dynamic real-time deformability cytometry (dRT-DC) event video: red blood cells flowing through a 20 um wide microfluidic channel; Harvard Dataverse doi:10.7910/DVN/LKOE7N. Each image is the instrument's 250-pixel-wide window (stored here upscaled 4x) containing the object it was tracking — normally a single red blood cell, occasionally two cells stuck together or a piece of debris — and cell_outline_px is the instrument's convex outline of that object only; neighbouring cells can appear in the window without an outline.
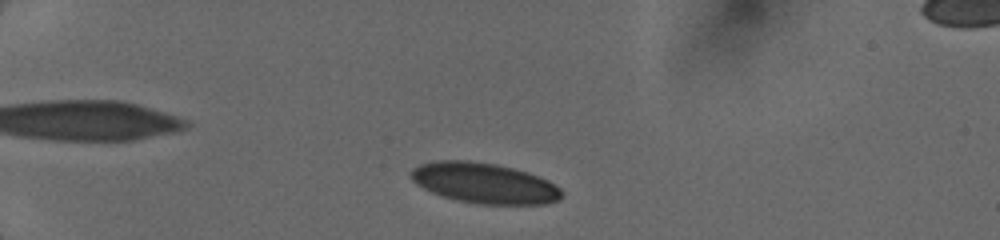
{"species": "human", "species_latin": "Homo sapiens", "temperature_condition": "cold", "stored_images_in_passage": 4, "camera_frame_rate_fps": 3000, "um_per_image_px": 0.085, "donor": {"sex": "female"}, "frame": {"image": 1, "passage_image": 2, "time_ms": 1.0, "image_size_px": [1000, 240], "cell_outline_px": [[564, 196], [560, 200], [544, 204], [480, 204], [456, 200], [432, 192], [416, 184], [408, 176], [408, 172], [412, 168], [420, 164], [436, 160], [468, 160], [496, 164], [528, 172], [548, 180], [560, 188], [564, 192]], "centroid_in_image_um": [41.16, 15.56], "position_along_channel_um": 43.8, "area_um2": 35.84}}